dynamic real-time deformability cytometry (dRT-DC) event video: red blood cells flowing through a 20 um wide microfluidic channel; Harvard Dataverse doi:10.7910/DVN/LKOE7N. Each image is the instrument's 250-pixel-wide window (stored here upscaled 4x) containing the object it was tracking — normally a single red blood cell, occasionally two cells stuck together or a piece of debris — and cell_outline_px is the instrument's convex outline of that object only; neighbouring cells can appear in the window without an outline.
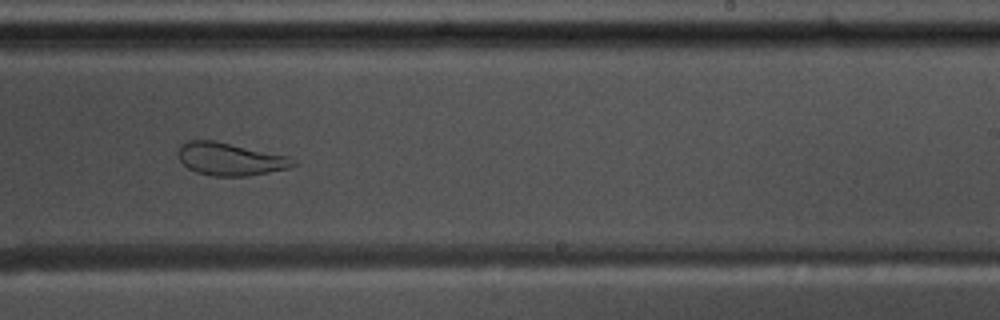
{"species": "common noctule bat (a hibernating species)", "species_latin": "Nyctalus noctula", "temperature_condition": "warm", "stored_images_in_passage": 41, "camera_frame_rate_fps": 3000, "um_per_image_px": 0.085, "animal": {"sex": "male", "body_mass_g": 17.5, "forearm_length_mm": 52.3}, "frame": {"image": 1, "passage_image": 19, "time_ms": 6.0, "image_size_px": [1000, 320], "cell_outline_px": [[296, 164], [288, 168], [248, 176], [212, 176], [196, 172], [188, 168], [180, 160], [176, 152], [180, 144], [188, 140], [212, 140], [288, 156]], "centroid_in_image_um": [19.49, 13.52], "position_along_channel_um": 269.5, "area_um2": 21.73}}
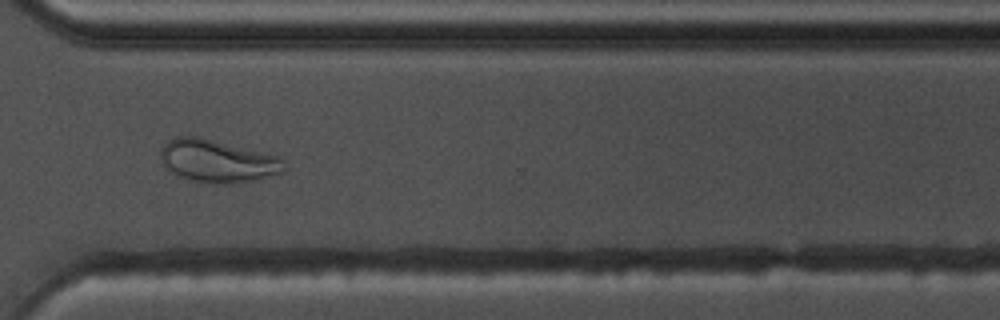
{"frame": {"image": 2, "passage_image": 26, "time_ms": 8.333, "image_size_px": [1000, 320], "cell_outline_px": [[288, 168], [284, 172], [252, 180], [232, 184], [216, 184], [196, 180], [180, 176], [168, 172], [160, 160], [160, 148], [168, 140], [176, 136], [196, 136], [264, 152], [280, 156], [284, 160]], "centroid_in_image_um": [18.49, 13.68], "position_along_channel_um": 352.1, "area_um2": 30.92}}
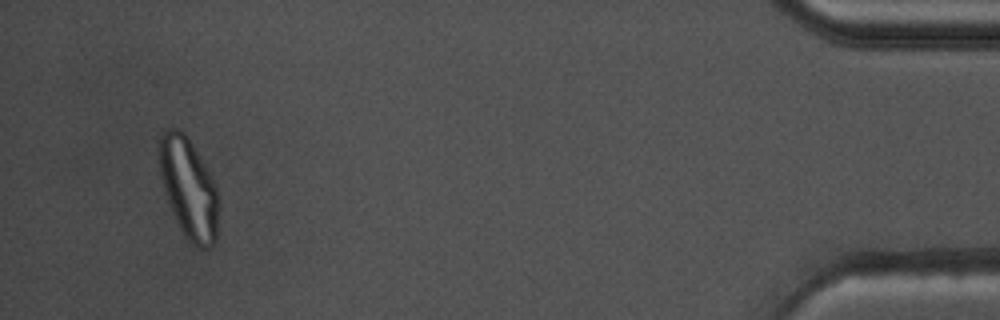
{"frame": {"image": 3, "passage_image": 38, "time_ms": 12.333, "image_size_px": [1000, 320], "cell_outline_px": [[220, 204], [216, 240], [208, 248], [200, 248], [192, 244], [184, 236], [172, 212], [164, 192], [160, 176], [156, 152], [156, 148], [160, 132], [164, 128], [172, 124], [184, 132], [208, 172], [216, 188]], "centroid_in_image_um": [15.98, 15.95], "position_along_channel_um": 419.2, "area_um2": 35.49}, "authors_computed_cell_mechanics": {"area_um2": 24.7962, "velocity_mm_per_s": 3.5353, "shape_relaxation_time_tau1_ms": null, "shape_relaxation_time_tau2_ms": 1.7091, "deformation_change_tau1": null, "deformation_change_tau2": 0.0819}}